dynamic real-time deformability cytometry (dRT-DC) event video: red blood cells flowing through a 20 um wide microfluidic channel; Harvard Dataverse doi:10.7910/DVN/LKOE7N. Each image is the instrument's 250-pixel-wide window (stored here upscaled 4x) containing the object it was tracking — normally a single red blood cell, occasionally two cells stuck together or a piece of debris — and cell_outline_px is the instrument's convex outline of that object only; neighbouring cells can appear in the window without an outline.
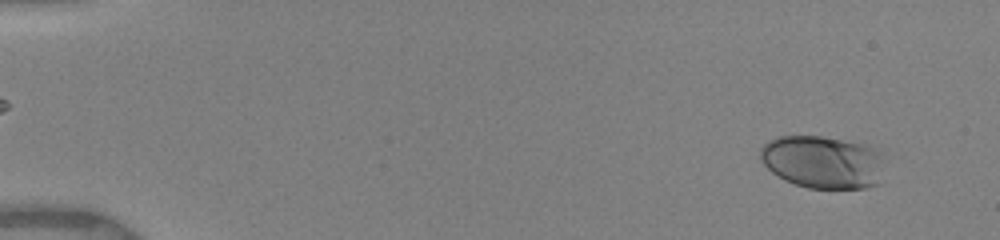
{"species": "human", "species_latin": "Homo sapiens", "temperature_condition": "warm", "stored_images_in_passage": 21, "camera_frame_rate_fps": 3000, "um_per_image_px": 0.085, "donor": {"sex": "female"}, "frame": {"image": 1, "passage_image": 2, "time_ms": 0.333, "image_size_px": [1000, 240], "cell_outline_px": [[880, 184], [864, 188], [808, 188], [784, 180], [772, 172], [760, 160], [760, 148], [768, 140], [780, 136], [820, 136], [864, 144], [880, 152]], "centroid_in_image_um": [69.88, 13.77], "position_along_channel_um": 15.1, "area_um2": 37.92}}
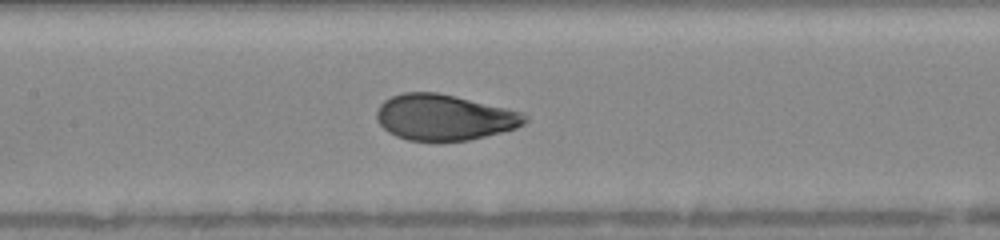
{"frame": {"image": 2, "passage_image": 19, "time_ms": 7.667, "image_size_px": [1000, 240], "cell_outline_px": [[528, 120], [524, 124], [516, 128], [468, 140], [408, 140], [396, 136], [388, 132], [376, 120], [376, 112], [380, 104], [384, 100], [392, 96], [404, 92], [436, 92], [456, 96], [524, 112], [528, 116]], "centroid_in_image_um": [37.76, 9.96], "position_along_channel_um": 169.6, "area_um2": 39.48}}
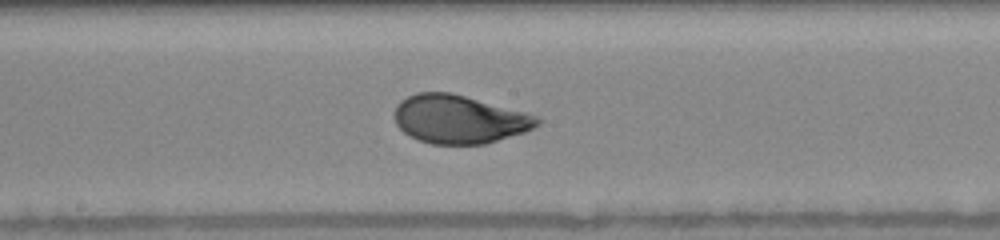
{"frame": {"image": 3, "passage_image": 21, "time_ms": 8.667, "image_size_px": [1000, 240], "cell_outline_px": [[544, 120], [540, 124], [524, 132], [484, 144], [432, 144], [416, 140], [404, 132], [396, 124], [396, 104], [400, 100], [416, 92], [452, 92], [540, 116]], "centroid_in_image_um": [39.05, 10.13], "position_along_channel_um": 209.1, "area_um2": 40.4}}